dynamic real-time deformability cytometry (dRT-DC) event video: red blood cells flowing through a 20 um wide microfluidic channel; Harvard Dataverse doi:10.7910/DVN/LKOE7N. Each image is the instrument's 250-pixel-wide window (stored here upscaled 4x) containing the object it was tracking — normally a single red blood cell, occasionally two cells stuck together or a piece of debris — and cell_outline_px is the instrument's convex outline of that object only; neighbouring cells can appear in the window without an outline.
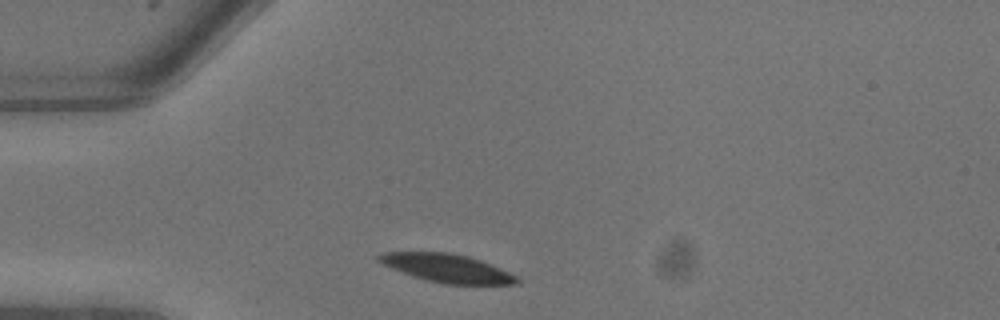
{"species": "common noctule bat (a hibernating species)", "species_latin": "Nyctalus noctula", "temperature_condition": "warm", "stored_images_in_passage": 6, "camera_frame_rate_fps": 3000, "um_per_image_px": 0.085, "animal": {"sex": "male", "body_mass_g": 13.3}, "frame": {"image": 1, "passage_image": 1, "time_ms": 0.0, "image_size_px": [1000, 320], "cell_outline_px": [[520, 280], [516, 284], [444, 284], [412, 276], [380, 264], [376, 260], [376, 256], [380, 252], [448, 252], [468, 256], [480, 260], [500, 268], [516, 276]], "centroid_in_image_um": [37.93, 22.78], "position_along_channel_um": 47.1, "area_um2": 22.77}}
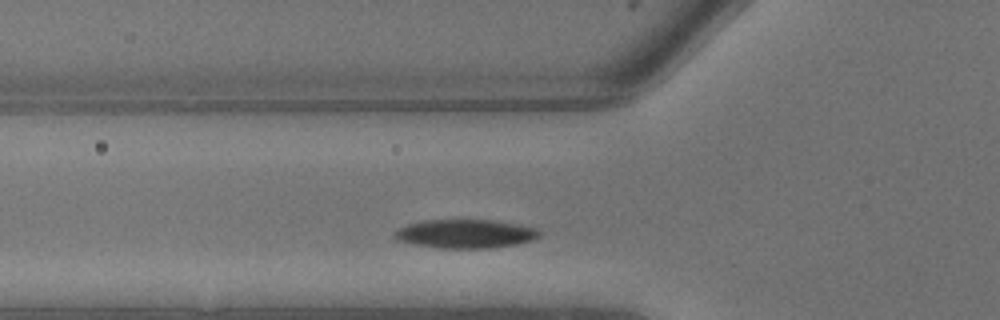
{"frame": {"image": 2, "passage_image": 3, "time_ms": 0.667, "image_size_px": [1000, 320], "cell_outline_px": [[544, 232], [540, 236], [532, 240], [516, 244], [496, 248], [436, 248], [412, 244], [400, 240], [392, 236], [392, 232], [408, 224], [424, 220], [492, 220], [540, 228]], "centroid_in_image_um": [39.6, 19.88], "position_along_channel_um": 86.2, "area_um2": 24.51}}
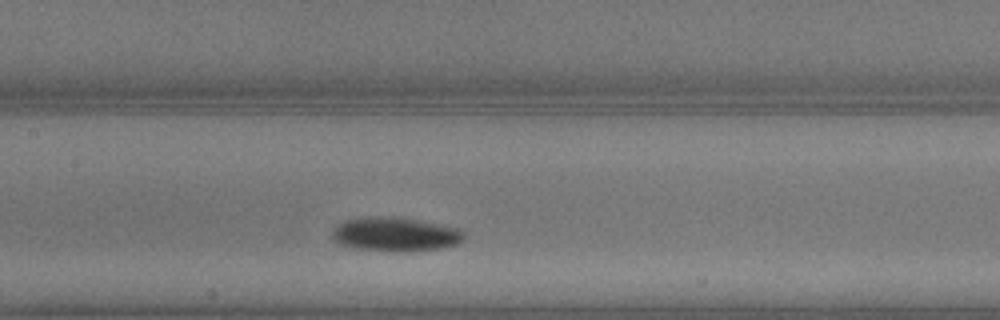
{"frame": {"image": 3, "passage_image": 6, "time_ms": 1.667, "image_size_px": [1000, 320], "cell_outline_px": [[464, 236], [456, 244], [440, 248], [404, 252], [384, 252], [356, 248], [340, 244], [332, 236], [332, 232], [344, 220], [360, 216], [392, 216], [440, 224], [460, 228], [464, 232]], "centroid_in_image_um": [33.58, 19.91], "position_along_channel_um": 173.8, "area_um2": 26.3}}